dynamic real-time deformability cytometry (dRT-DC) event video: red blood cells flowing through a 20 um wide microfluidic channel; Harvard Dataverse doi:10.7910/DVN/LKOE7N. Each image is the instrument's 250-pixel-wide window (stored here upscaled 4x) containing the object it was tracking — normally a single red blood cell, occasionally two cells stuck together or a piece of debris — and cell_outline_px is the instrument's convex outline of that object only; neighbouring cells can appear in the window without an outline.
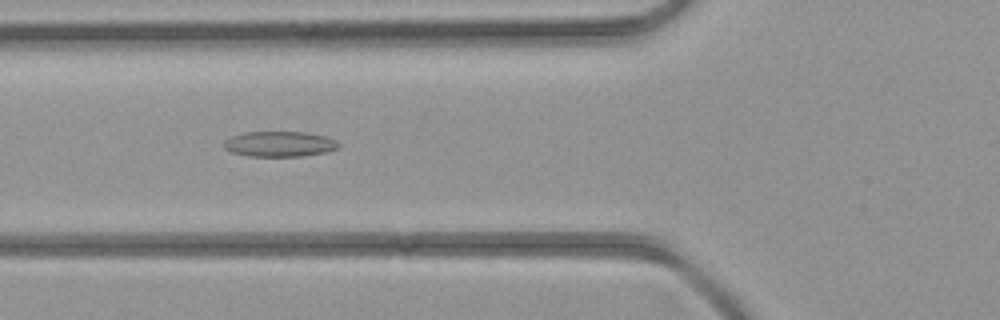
{"species": "common noctule bat (a hibernating species)", "species_latin": "Nyctalus noctula", "temperature_condition": "room temperature", "stored_images_in_passage": 5, "camera_frame_rate_fps": 3000, "um_per_image_px": 0.085, "animal": {"sex": "female", "body_mass_g": 21.9}, "frame": {"image": 1, "passage_image": 4, "time_ms": 3.667, "image_size_px": [1000, 320], "cell_outline_px": [[340, 144], [336, 148], [328, 152], [300, 156], [248, 156], [232, 152], [224, 148], [224, 140], [232, 136], [244, 132], [308, 132], [324, 136], [336, 140]], "centroid_in_image_um": [23.76, 12.24], "position_along_channel_um": 102.0, "area_um2": 16.94}}
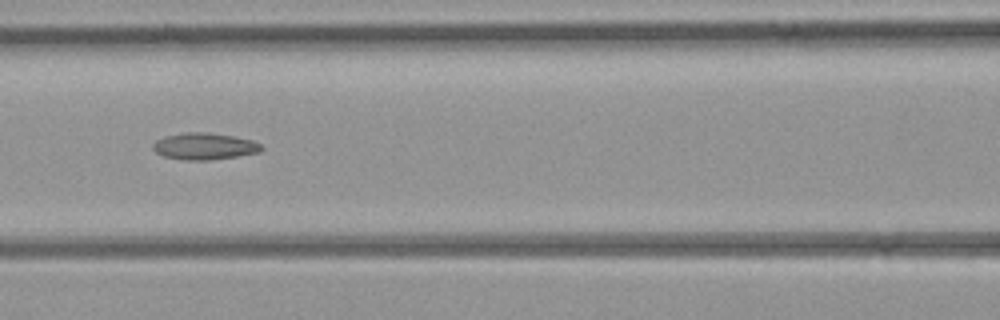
{"frame": {"image": 2, "passage_image": 5, "time_ms": 4.667, "image_size_px": [1000, 320], "cell_outline_px": [[264, 148], [260, 152], [236, 156], [208, 160], [184, 160], [164, 156], [156, 152], [152, 148], [152, 144], [156, 140], [168, 136], [184, 132], [208, 132], [232, 136], [252, 140], [260, 144]], "centroid_in_image_um": [17.37, 12.43], "position_along_channel_um": 149.2, "area_um2": 16.76}}